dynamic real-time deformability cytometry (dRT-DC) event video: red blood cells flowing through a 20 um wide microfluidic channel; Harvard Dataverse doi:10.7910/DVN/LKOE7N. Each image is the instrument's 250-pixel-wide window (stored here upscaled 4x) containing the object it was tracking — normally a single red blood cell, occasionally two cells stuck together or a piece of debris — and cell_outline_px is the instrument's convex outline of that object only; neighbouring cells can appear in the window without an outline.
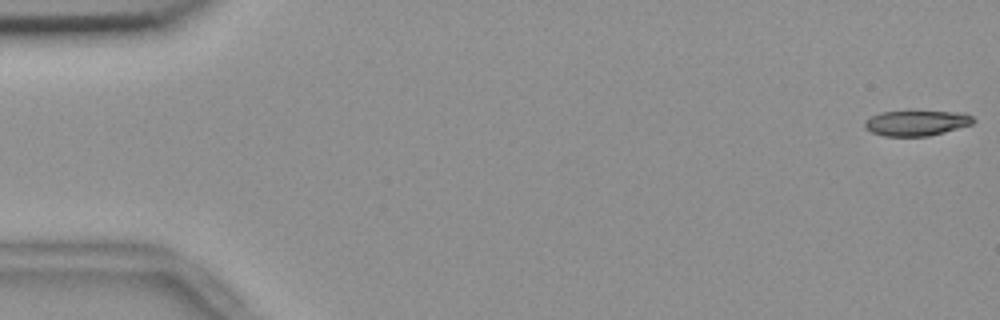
{"species": "common noctule bat (a hibernating species)", "species_latin": "Nyctalus noctula", "temperature_condition": "room temperature", "stored_images_in_passage": 55, "camera_frame_rate_fps": 3000, "um_per_image_px": 0.085, "animal": {"sex": "female", "body_mass_g": 18.4}, "frame": {"image": 1, "passage_image": 1, "time_ms": 0.0, "image_size_px": [1000, 320], "cell_outline_px": [[976, 120], [972, 124], [944, 132], [928, 136], [884, 136], [872, 132], [864, 128], [864, 120], [880, 112], [908, 108], [912, 108], [964, 112], [972, 116]], "centroid_in_image_um": [77.9, 10.38], "position_along_channel_um": 7.1, "area_um2": 17.17}}
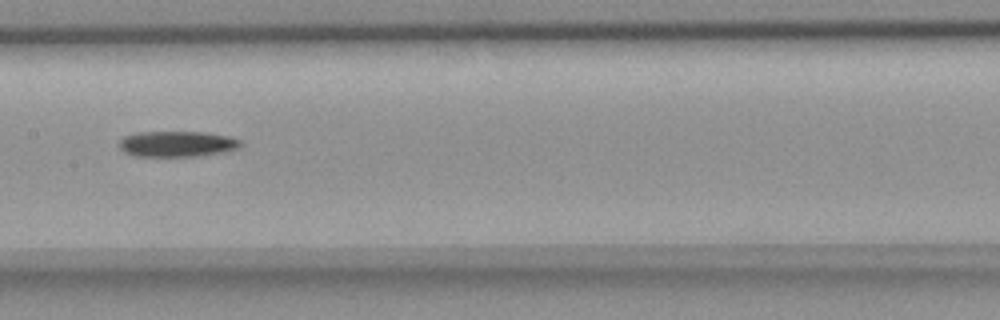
{"frame": {"image": 2, "passage_image": 28, "time_ms": 9.0, "image_size_px": [1000, 320], "cell_outline_px": [[244, 144], [236, 148], [224, 152], [196, 156], [136, 156], [124, 152], [120, 148], [120, 140], [124, 136], [136, 132], [204, 132], [228, 136], [240, 140]], "centroid_in_image_um": [15.05, 12.23], "position_along_channel_um": 192.4, "area_um2": 18.15}}
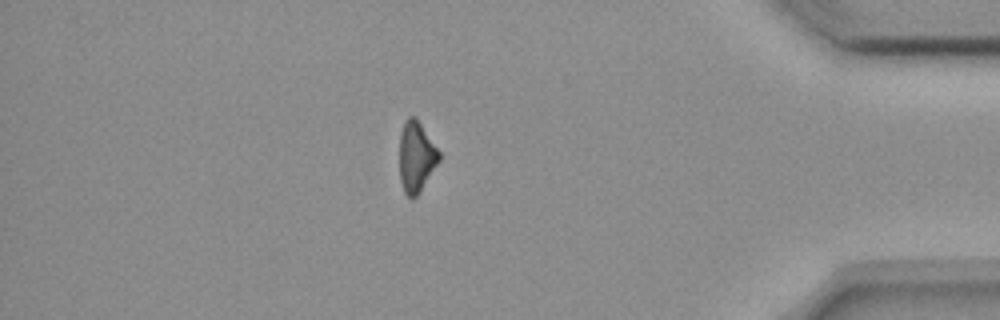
{"frame": {"image": 3, "passage_image": 48, "time_ms": 15.667, "image_size_px": [1000, 320], "cell_outline_px": [[440, 160], [420, 192], [412, 200], [404, 192], [400, 180], [400, 132], [404, 120], [408, 116], [416, 116], [440, 152]], "centroid_in_image_um": [35.38, 13.31], "position_along_channel_um": 399.8, "area_um2": 16.47}, "authors_computed_cell_mechanics": {"area_um2": 17.7446, "velocity_mm_per_s": 3.6794, "shape_relaxation_time_tau1_ms": 9.1691, "shape_relaxation_time_tau2_ms": null, "deformation_change_tau1": 0.2131, "deformation_change_tau2": null}}